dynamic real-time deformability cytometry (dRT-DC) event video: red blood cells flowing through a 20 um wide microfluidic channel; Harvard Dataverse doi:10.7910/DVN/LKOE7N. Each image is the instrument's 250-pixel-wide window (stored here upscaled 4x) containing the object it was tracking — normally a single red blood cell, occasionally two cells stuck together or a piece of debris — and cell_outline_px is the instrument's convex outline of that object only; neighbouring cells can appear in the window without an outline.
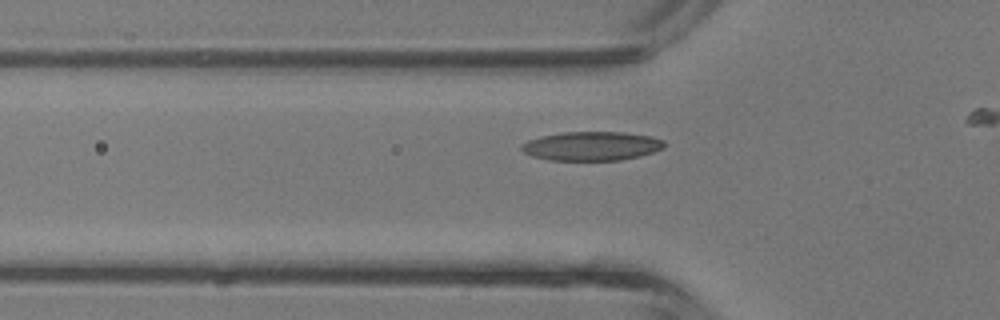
{"species": "common noctule bat (a hibernating species)", "species_latin": "Nyctalus noctula", "temperature_condition": "room temperature", "stored_images_in_passage": 4, "camera_frame_rate_fps": 3000, "um_per_image_px": 0.085, "animal": {"sex": "male", "body_mass_g": 13.3}, "frame": {"image": 1, "passage_image": 3, "time_ms": 0.667, "image_size_px": [1000, 320], "cell_outline_px": [[664, 148], [640, 156], [620, 160], [548, 160], [532, 156], [524, 152], [520, 148], [520, 144], [528, 140], [540, 136], [564, 132], [620, 132], [652, 136], [664, 140]], "centroid_in_image_um": [50.27, 12.41], "position_along_channel_um": 75.5, "area_um2": 24.16}}